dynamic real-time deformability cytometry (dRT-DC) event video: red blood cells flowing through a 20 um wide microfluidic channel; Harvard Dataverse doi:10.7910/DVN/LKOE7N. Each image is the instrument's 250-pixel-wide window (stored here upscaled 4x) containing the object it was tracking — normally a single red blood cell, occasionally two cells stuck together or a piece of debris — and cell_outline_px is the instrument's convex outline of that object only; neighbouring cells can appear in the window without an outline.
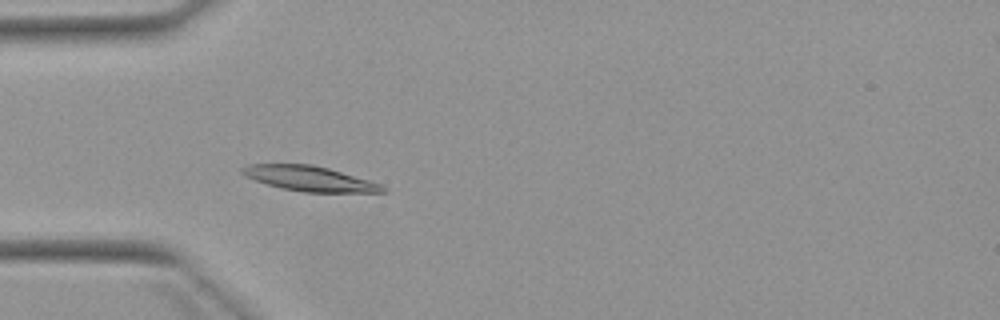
{"species": "Egyptian fruit bat (a non-hibernating species)", "species_latin": "Rousettus aegyptiacus", "temperature_condition": "warm", "stored_images_in_passage": 3, "camera_frame_rate_fps": 3000, "um_per_image_px": 0.085, "animal": {"sex": "female"}, "frame": {"image": 1, "passage_image": 3, "time_ms": 2.333, "image_size_px": [1000, 320], "cell_outline_px": [[388, 192], [304, 192], [280, 188], [244, 176], [240, 172], [240, 168], [248, 164], [312, 164], [328, 168], [368, 180], [380, 184], [388, 188]], "centroid_in_image_um": [26.29, 15.18], "position_along_channel_um": 58.7, "area_um2": 20.4}}